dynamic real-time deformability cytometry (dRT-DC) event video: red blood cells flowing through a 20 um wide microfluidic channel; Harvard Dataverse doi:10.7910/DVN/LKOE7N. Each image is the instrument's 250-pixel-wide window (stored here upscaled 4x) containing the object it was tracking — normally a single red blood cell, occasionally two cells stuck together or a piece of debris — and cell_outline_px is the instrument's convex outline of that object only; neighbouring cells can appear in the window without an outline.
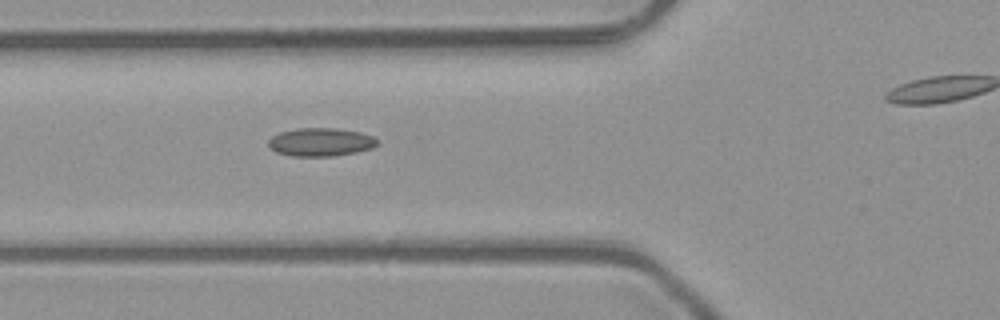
{"species": "common noctule bat (a hibernating species)", "species_latin": "Nyctalus noctula", "temperature_condition": "room temperature", "stored_images_in_passage": 6, "segment_of_instrument_passage": [1, 2], "camera_frame_rate_fps": 3000, "um_per_image_px": 0.085, "animal": {"sex": "male", "body_mass_g": 23.1, "forearm_length_mm": 52.7}, "frame": {"image": 1, "passage_image": 5, "time_ms": 1.333, "image_size_px": [1000, 320], "cell_outline_px": [[376, 144], [372, 148], [356, 152], [332, 156], [292, 156], [276, 152], [268, 144], [268, 140], [272, 136], [280, 132], [296, 128], [336, 128], [360, 132], [372, 136], [376, 140]], "centroid_in_image_um": [27.23, 12.07], "position_along_channel_um": 98.6, "area_um2": 17.8}}